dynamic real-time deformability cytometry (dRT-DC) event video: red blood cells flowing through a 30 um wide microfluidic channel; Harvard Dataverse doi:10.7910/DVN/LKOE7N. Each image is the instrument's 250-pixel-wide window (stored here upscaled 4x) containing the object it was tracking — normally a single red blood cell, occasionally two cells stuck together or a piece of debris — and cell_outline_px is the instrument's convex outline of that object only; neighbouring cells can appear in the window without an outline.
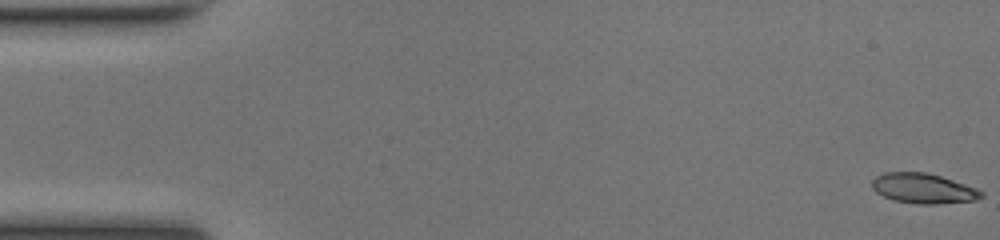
{"species": "common noctule bat (a hibernating species)", "species_latin": "Nyctalus noctula", "temperature_condition": "room temperature", "stored_images_in_passage": 50, "camera_frame_rate_fps": 3000, "um_per_image_px": 0.085, "animal": {"sex": "female", "body_mass_g": 17.0, "forearm_length_mm": 48.0}, "frame": {"image": 1, "passage_image": 1, "time_ms": 0.0, "image_size_px": [1000, 240], "cell_outline_px": [[984, 196], [976, 200], [936, 204], [916, 204], [892, 200], [876, 192], [872, 188], [872, 180], [876, 176], [884, 172], [924, 172], [940, 176], [976, 188], [984, 192]], "centroid_in_image_um": [78.47, 16.02], "position_along_channel_um": 6.5, "area_um2": 19.13}}
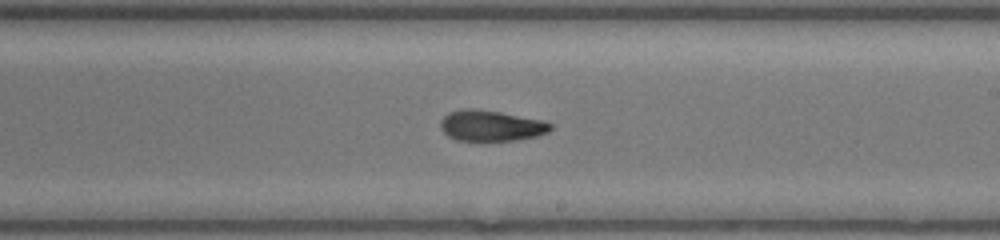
{"frame": {"image": 2, "passage_image": 29, "time_ms": 9.333, "image_size_px": [1000, 240], "cell_outline_px": [[552, 128], [548, 132], [536, 136], [516, 140], [456, 140], [448, 136], [440, 128], [440, 120], [448, 112], [460, 108], [476, 108], [500, 112], [540, 120], [552, 124]], "centroid_in_image_um": [41.68, 10.67], "position_along_channel_um": 247.3, "area_um2": 19.71}}
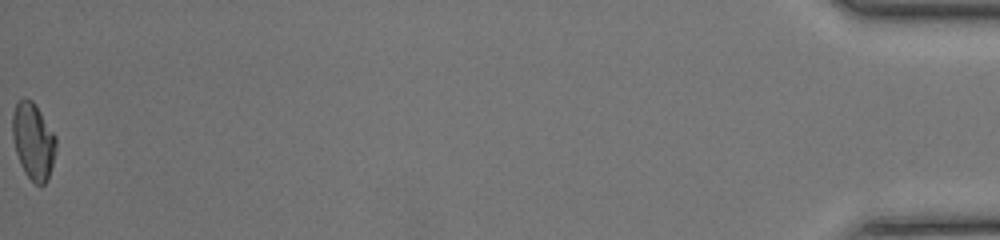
{"frame": {"image": 3, "passage_image": 50, "time_ms": 16.333, "image_size_px": [1000, 240], "cell_outline_px": [[56, 148], [52, 164], [48, 176], [44, 184], [36, 184], [24, 172], [20, 164], [16, 152], [12, 136], [12, 116], [16, 104], [24, 96], [32, 100], [56, 136]], "centroid_in_image_um": [2.81, 11.96], "position_along_channel_um": 432.4, "area_um2": 19.19}, "authors_computed_cell_mechanics": {"area_um2": 19.4497, "velocity_mm_per_s": 4.2167, "shape_relaxation_time_tau1_ms": null, "shape_relaxation_time_tau2_ms": 3.3535, "deformation_change_tau1": null, "deformation_change_tau2": 0.1027}}